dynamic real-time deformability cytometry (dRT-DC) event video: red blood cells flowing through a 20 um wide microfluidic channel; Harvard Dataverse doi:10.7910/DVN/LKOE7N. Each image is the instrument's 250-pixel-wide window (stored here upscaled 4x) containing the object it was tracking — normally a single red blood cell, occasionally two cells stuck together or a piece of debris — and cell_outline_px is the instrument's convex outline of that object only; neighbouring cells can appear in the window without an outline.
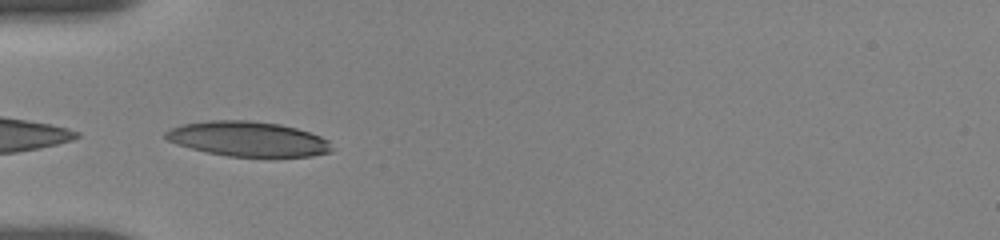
{"species": "human", "species_latin": "Homo sapiens", "temperature_condition": "room temperature", "stored_images_in_passage": 57, "camera_frame_rate_fps": 3000, "um_per_image_px": 0.085, "donor": {"sex": "female"}, "frame": {"image": 1, "passage_image": 3, "time_ms": 0.333, "image_size_px": [1000, 240], "cell_outline_px": [[332, 152], [312, 156], [228, 156], [208, 152], [176, 144], [168, 140], [164, 136], [164, 132], [168, 128], [184, 124], [212, 120], [248, 120], [280, 124], [296, 128], [320, 136], [328, 140], [332, 148]], "centroid_in_image_um": [21.07, 11.8], "position_along_channel_um": 63.9, "area_um2": 33.58}}
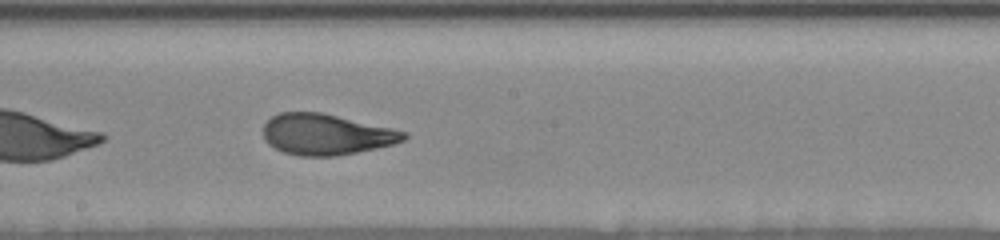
{"frame": {"image": 2, "passage_image": 30, "time_ms": 4.667, "image_size_px": [1000, 240], "cell_outline_px": [[408, 136], [404, 140], [392, 144], [376, 148], [336, 156], [300, 156], [284, 152], [268, 144], [264, 140], [264, 124], [272, 116], [280, 112], [320, 112], [408, 132]], "centroid_in_image_um": [27.7, 11.43], "position_along_channel_um": 220.5, "area_um2": 33.23}}
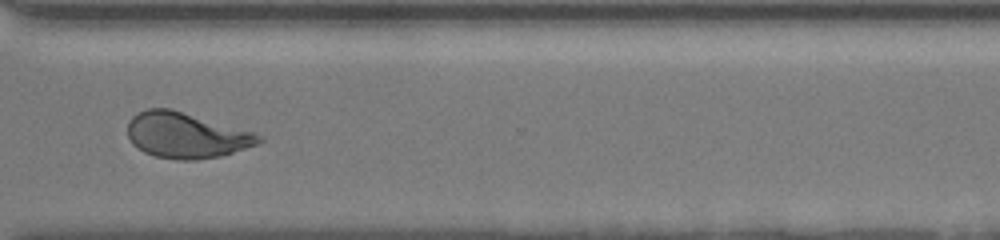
{"frame": {"image": 3, "passage_image": 56, "time_ms": 8.333, "image_size_px": [1000, 240], "cell_outline_px": [[264, 140], [256, 144], [220, 156], [196, 160], [176, 160], [156, 156], [144, 152], [132, 144], [128, 136], [128, 120], [132, 116], [148, 108], [168, 108], [256, 132], [264, 136]], "centroid_in_image_um": [15.83, 11.5], "position_along_channel_um": 354.8, "area_um2": 34.8}}